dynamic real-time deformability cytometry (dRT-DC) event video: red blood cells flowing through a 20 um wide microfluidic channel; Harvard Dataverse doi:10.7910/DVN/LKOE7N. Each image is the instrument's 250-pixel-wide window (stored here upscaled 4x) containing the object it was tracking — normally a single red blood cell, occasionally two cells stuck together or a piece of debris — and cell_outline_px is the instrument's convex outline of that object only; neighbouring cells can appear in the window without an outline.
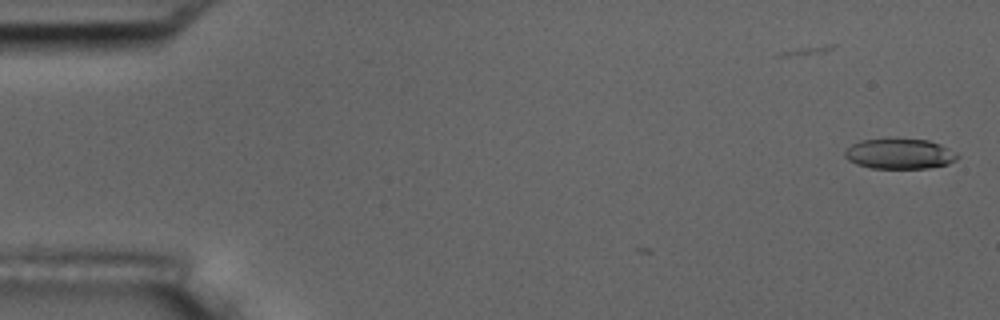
{"species": "common noctule bat (a hibernating species)", "species_latin": "Nyctalus noctula", "temperature_condition": "room temperature", "stored_images_in_passage": 2, "camera_frame_rate_fps": 3000, "um_per_image_px": 0.085, "animal": {"sex": "male", "body_mass_g": 17.5, "forearm_length_mm": 52.3}, "frame": {"image": 1, "passage_image": 2, "time_ms": 1.333, "image_size_px": [1000, 320], "cell_outline_px": [[960, 156], [956, 160], [948, 164], [928, 168], [868, 168], [856, 164], [848, 160], [844, 156], [844, 152], [852, 144], [860, 140], [888, 136], [928, 140], [940, 144], [956, 152]], "centroid_in_image_um": [76.44, 13.03], "position_along_channel_um": 8.6, "area_um2": 20.63}}